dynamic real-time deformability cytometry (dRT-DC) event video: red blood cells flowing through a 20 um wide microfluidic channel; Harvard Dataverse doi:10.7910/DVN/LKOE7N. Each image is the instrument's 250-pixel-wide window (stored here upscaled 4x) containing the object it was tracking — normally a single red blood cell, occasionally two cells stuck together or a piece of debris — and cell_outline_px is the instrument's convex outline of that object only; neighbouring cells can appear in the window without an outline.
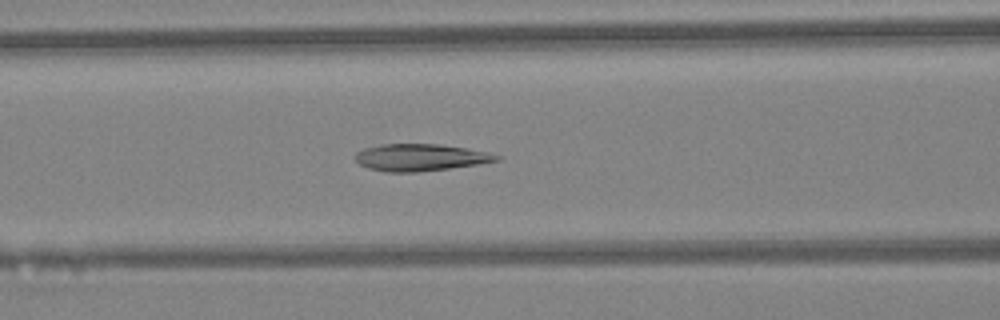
{"species": "Egyptian fruit bat (a non-hibernating species)", "species_latin": "Rousettus aegyptiacus", "temperature_condition": "warm", "stored_images_in_passage": 46, "camera_frame_rate_fps": 3000, "um_per_image_px": 0.085, "animal": {"sex": "female"}, "frame": {"image": 1, "passage_image": 19, "time_ms": 6.0, "image_size_px": [1000, 320], "cell_outline_px": [[500, 160], [476, 164], [420, 172], [384, 172], [368, 168], [360, 164], [356, 160], [356, 152], [364, 148], [380, 144], [440, 144], [468, 148], [488, 152], [500, 156]], "centroid_in_image_um": [35.71, 13.38], "position_along_channel_um": 130.9, "area_um2": 22.2}}
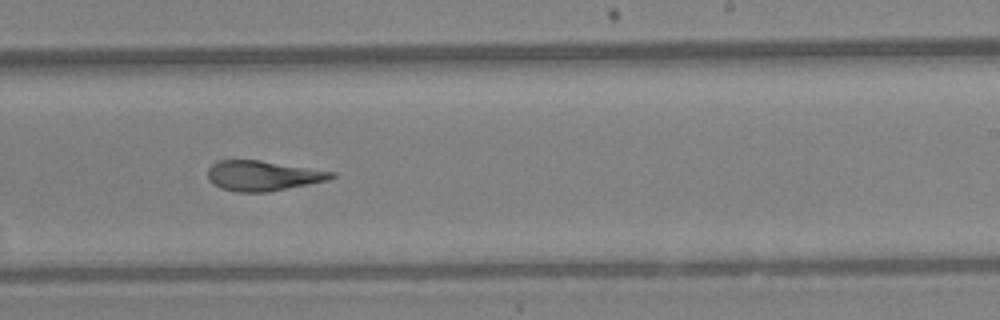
{"frame": {"image": 2, "passage_image": 28, "time_ms": 9.0, "image_size_px": [1000, 320], "cell_outline_px": [[336, 176], [328, 180], [268, 192], [236, 192], [220, 188], [212, 184], [208, 180], [208, 168], [216, 160], [260, 160], [336, 172]], "centroid_in_image_um": [22.31, 14.93], "position_along_channel_um": 266.7, "area_um2": 21.79}}
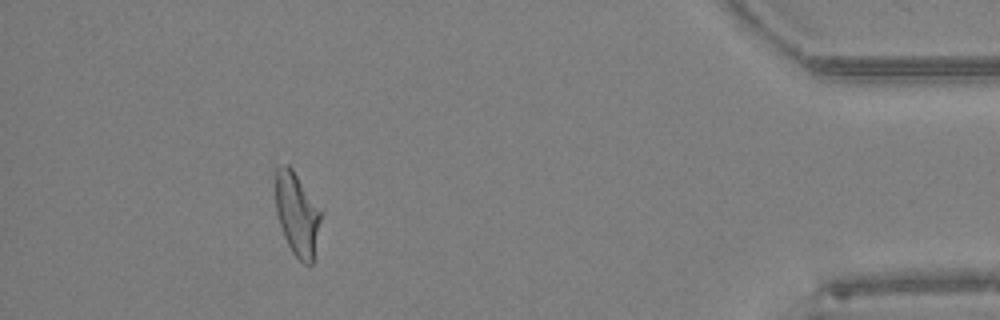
{"frame": {"image": 3, "passage_image": 41, "time_ms": 13.333, "image_size_px": [1000, 320], "cell_outline_px": [[324, 212], [312, 264], [304, 264], [292, 252], [284, 236], [276, 212], [276, 168], [288, 164], [292, 168]], "centroid_in_image_um": [25.3, 18.2], "position_along_channel_um": 409.9, "area_um2": 22.2}, "authors_computed_cell_mechanics": {"area_um2": 23.3801, "velocity_mm_per_s": 4.5519, "shape_relaxation_time_tau1_ms": null, "shape_relaxation_time_tau2_ms": 2.319, "deformation_change_tau1": null, "deformation_change_tau2": 0.1196}}